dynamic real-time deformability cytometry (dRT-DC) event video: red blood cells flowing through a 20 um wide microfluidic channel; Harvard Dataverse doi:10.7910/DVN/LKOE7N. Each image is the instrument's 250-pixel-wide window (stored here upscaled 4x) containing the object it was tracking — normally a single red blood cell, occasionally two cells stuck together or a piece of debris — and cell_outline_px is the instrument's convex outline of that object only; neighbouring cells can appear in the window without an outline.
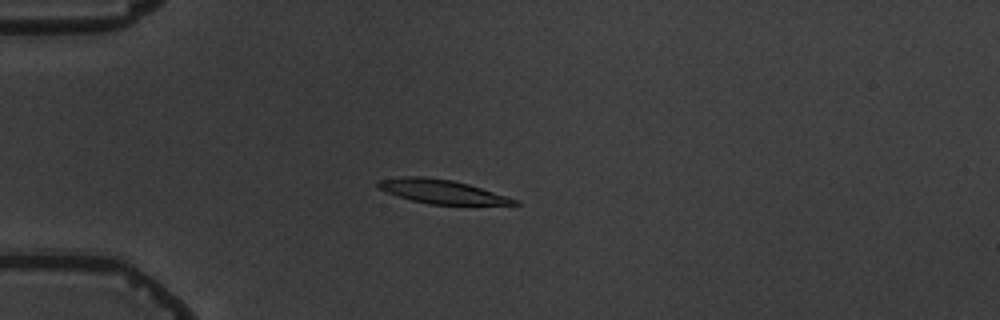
{"species": "common noctule bat (a hibernating species)", "species_latin": "Nyctalus noctula", "temperature_condition": "warm", "stored_images_in_passage": 6, "camera_frame_rate_fps": 3000, "um_per_image_px": 0.085, "animal": {"sex": "male", "body_mass_g": 19.5, "forearm_length_mm": 54.6}, "frame": {"image": 1, "passage_image": 4, "time_ms": 3.667, "image_size_px": [1000, 320], "cell_outline_px": [[520, 204], [428, 204], [412, 200], [388, 192], [380, 188], [376, 184], [380, 180], [400, 176], [420, 176], [452, 180], [468, 184], [508, 196], [520, 200]], "centroid_in_image_um": [37.57, 16.27], "position_along_channel_um": 47.4, "area_um2": 18.61}}